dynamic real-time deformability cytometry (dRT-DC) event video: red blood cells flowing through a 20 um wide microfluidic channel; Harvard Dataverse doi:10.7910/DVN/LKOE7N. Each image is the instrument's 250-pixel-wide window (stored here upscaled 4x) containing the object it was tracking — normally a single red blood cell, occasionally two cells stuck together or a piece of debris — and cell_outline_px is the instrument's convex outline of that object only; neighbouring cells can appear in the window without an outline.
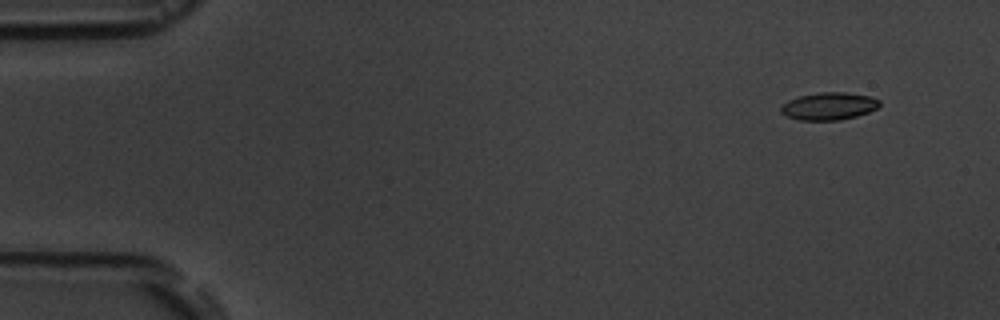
{"species": "common noctule bat (a hibernating species)", "species_latin": "Nyctalus noctula", "temperature_condition": "room temperature", "stored_images_in_passage": 14, "camera_frame_rate_fps": 3000, "um_per_image_px": 0.085, "animal": {"sex": "male", "body_mass_g": 19.5, "forearm_length_mm": 54.6}, "frame": {"image": 1, "passage_image": 1, "time_ms": 0.0, "image_size_px": [1000, 320], "cell_outline_px": [[880, 104], [876, 108], [868, 112], [856, 116], [840, 120], [800, 120], [784, 116], [780, 112], [780, 108], [788, 100], [800, 96], [820, 92], [844, 92], [868, 96], [880, 100]], "centroid_in_image_um": [70.42, 9.03], "position_along_channel_um": 14.6, "area_um2": 15.72}}
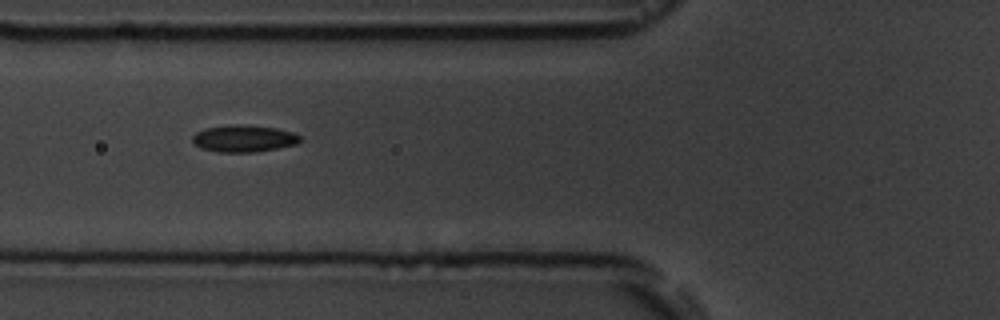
{"frame": {"image": 2, "passage_image": 5, "time_ms": 5.667, "image_size_px": [1000, 320], "cell_outline_px": [[304, 140], [296, 144], [256, 152], [216, 152], [200, 148], [192, 140], [192, 136], [196, 132], [204, 128], [228, 124], [244, 124], [276, 128], [296, 132]], "centroid_in_image_um": [20.74, 11.76], "position_along_channel_um": 105.1, "area_um2": 17.22}}
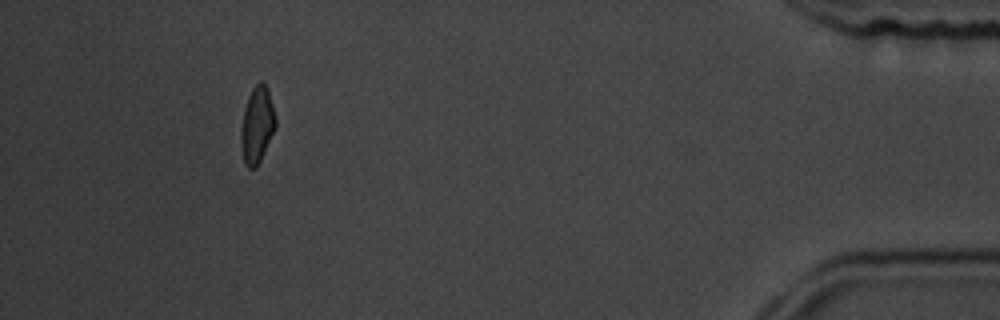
{"frame": {"image": 3, "passage_image": 13, "time_ms": 16.0, "image_size_px": [1000, 320], "cell_outline_px": [[276, 128], [256, 168], [248, 168], [244, 164], [240, 144], [240, 136], [244, 108], [248, 96], [252, 88], [260, 80], [268, 88], [276, 116]], "centroid_in_image_um": [21.85, 10.62], "position_along_channel_um": 413.4, "area_um2": 15.61}, "authors_computed_cell_mechanics": {"area_um2": 15.8083, "velocity_mm_per_s": 3.602, "shape_relaxation_time_tau1_ms": 7.5243, "shape_relaxation_time_tau2_ms": 5.0943, "deformation_change_tau1": 0.1092, "deformation_change_tau2": 0.0871}}